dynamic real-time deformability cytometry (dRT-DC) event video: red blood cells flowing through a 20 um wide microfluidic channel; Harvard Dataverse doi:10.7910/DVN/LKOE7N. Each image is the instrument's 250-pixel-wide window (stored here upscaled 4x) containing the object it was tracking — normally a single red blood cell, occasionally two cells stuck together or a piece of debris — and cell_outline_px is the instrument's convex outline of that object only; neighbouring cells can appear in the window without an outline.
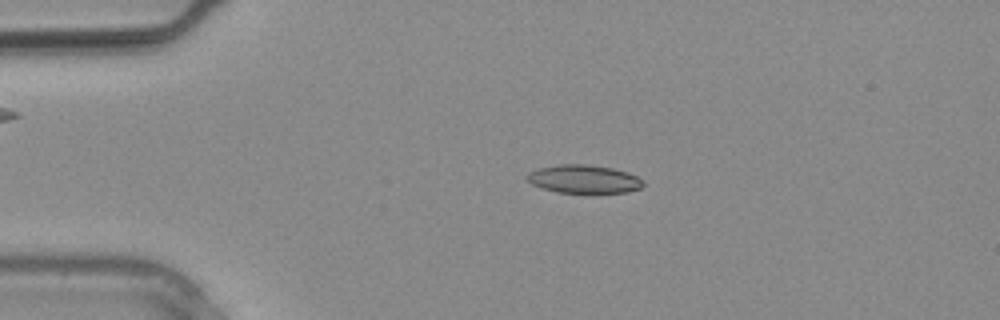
{"species": "common noctule bat (a hibernating species)", "species_latin": "Nyctalus noctula", "temperature_condition": "warm", "stored_images_in_passage": 2, "camera_frame_rate_fps": 3000, "um_per_image_px": 0.085, "animal": {"sex": "male", "body_mass_g": 20.4}, "frame": {"image": 1, "passage_image": 1, "time_ms": 0.0, "image_size_px": [1000, 320], "cell_outline_px": [[644, 184], [640, 188], [628, 192], [556, 192], [532, 184], [524, 176], [528, 172], [536, 168], [560, 164], [588, 164], [612, 168], [628, 172], [644, 180]], "centroid_in_image_um": [49.61, 15.2], "position_along_channel_um": 35.4, "area_um2": 19.13}}
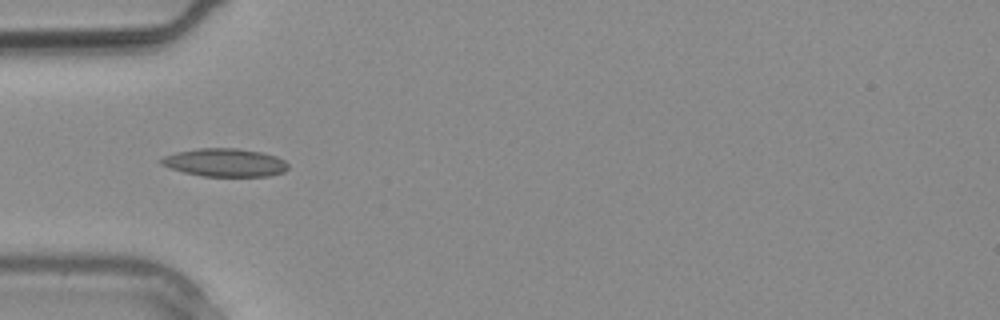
{"frame": {"image": 2, "passage_image": 2, "time_ms": 0.333, "image_size_px": [1000, 320], "cell_outline_px": [[288, 168], [284, 172], [268, 176], [204, 176], [184, 172], [160, 164], [160, 160], [164, 156], [176, 152], [200, 148], [236, 148], [260, 152], [276, 156], [284, 160], [288, 164]], "centroid_in_image_um": [19.13, 13.81], "position_along_channel_um": 65.9, "area_um2": 20.63}}